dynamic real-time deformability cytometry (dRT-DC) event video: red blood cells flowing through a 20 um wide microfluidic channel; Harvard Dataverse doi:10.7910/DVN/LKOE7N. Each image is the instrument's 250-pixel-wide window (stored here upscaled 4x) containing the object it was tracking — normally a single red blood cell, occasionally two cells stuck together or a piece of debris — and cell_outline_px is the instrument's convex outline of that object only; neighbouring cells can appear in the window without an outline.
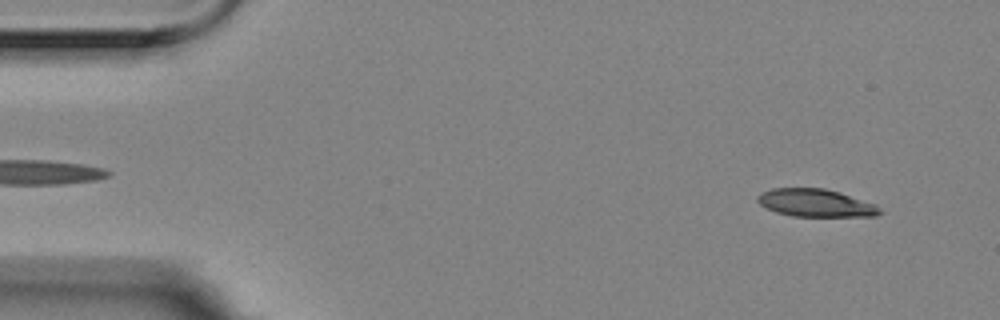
{"species": "Egyptian fruit bat (a non-hibernating species)", "species_latin": "Rousettus aegyptiacus", "temperature_condition": "room temperature", "stored_images_in_passage": 53, "camera_frame_rate_fps": 3000, "um_per_image_px": 0.085, "animal": {"sex": "female"}, "frame": {"image": 1, "passage_image": 4, "time_ms": 1.0, "image_size_px": [1000, 320], "cell_outline_px": [[884, 212], [876, 216], [792, 216], [776, 212], [760, 204], [756, 200], [756, 196], [760, 192], [772, 188], [824, 188], [840, 192], [876, 204]], "centroid_in_image_um": [69.34, 17.24], "position_along_channel_um": 15.7, "area_um2": 19.88}}
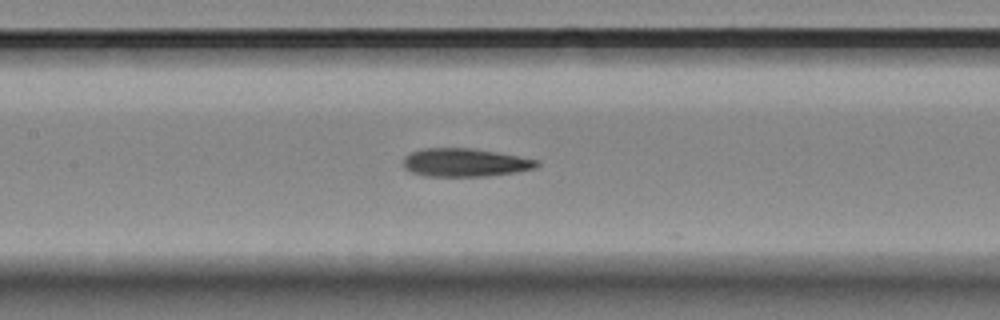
{"frame": {"image": 2, "passage_image": 25, "time_ms": 8.0, "image_size_px": [1000, 320], "cell_outline_px": [[540, 164], [536, 168], [516, 172], [484, 176], [424, 176], [412, 172], [404, 168], [404, 156], [412, 152], [424, 148], [472, 148], [496, 152], [540, 160]], "centroid_in_image_um": [39.54, 13.81], "position_along_channel_um": 167.9, "area_um2": 21.96}}
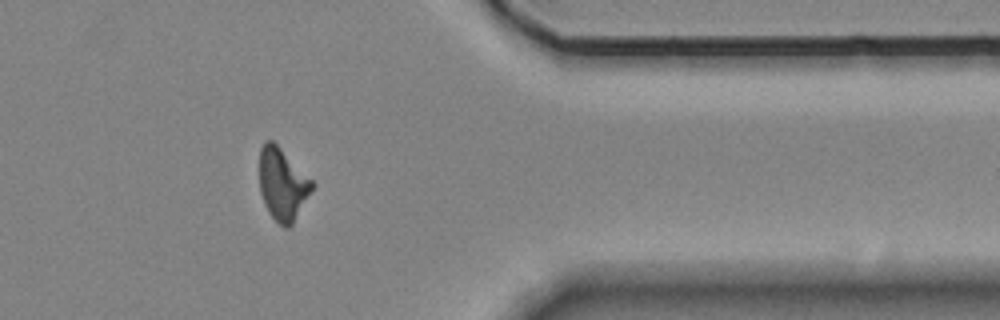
{"frame": {"image": 3, "passage_image": 45, "time_ms": 14.667, "image_size_px": [1000, 320], "cell_outline_px": [[316, 184], [292, 224], [288, 228], [284, 228], [268, 212], [264, 204], [260, 192], [260, 148], [264, 140], [272, 140]], "centroid_in_image_um": [24.01, 15.66], "position_along_channel_um": 387.4, "area_um2": 21.91}, "authors_computed_cell_mechanics": {"area_um2": 21.964, "velocity_mm_per_s": 3.554, "shape_relaxation_time_tau1_ms": 5.9184, "shape_relaxation_time_tau2_ms": 3.8296, "deformation_change_tau1": 0.1849, "deformation_change_tau2": 0.1288}}